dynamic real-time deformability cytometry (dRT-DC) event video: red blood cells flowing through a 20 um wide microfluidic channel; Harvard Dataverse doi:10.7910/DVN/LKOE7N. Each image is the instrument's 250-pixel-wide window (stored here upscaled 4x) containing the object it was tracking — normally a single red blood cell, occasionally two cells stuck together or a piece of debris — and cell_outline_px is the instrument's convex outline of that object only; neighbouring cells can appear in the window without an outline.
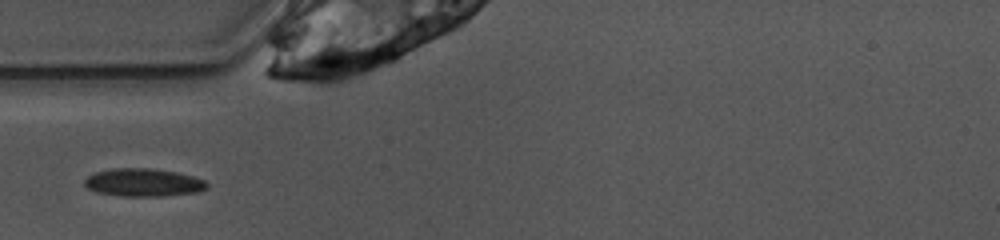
{"species": "common noctule bat (a hibernating species)", "species_latin": "Nyctalus noctula", "temperature_condition": "warm", "stored_images_in_passage": 35, "camera_frame_rate_fps": 3000, "um_per_image_px": 0.085, "animal": {"sex": "female", "body_mass_g": 10.0, "forearm_length_mm": 53.1}, "frame": {"image": 1, "passage_image": 1, "time_ms": 0.0, "image_size_px": [1000, 240], "cell_outline_px": [[208, 188], [200, 192], [164, 196], [120, 196], [96, 192], [88, 188], [84, 184], [84, 180], [88, 176], [96, 172], [112, 168], [148, 168], [176, 172], [192, 176], [204, 180], [208, 184]], "centroid_in_image_um": [12.2, 15.52], "position_along_channel_um": 72.8, "area_um2": 20.0}}
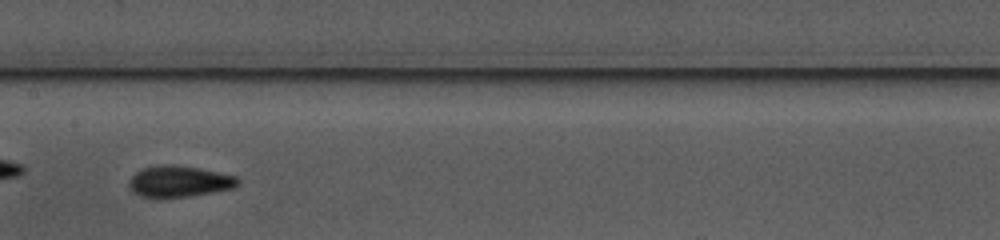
{"frame": {"image": 2, "passage_image": 10, "time_ms": 3.0, "image_size_px": [1000, 240], "cell_outline_px": [[240, 184], [232, 188], [212, 192], [188, 196], [140, 196], [132, 192], [128, 188], [128, 180], [136, 172], [144, 168], [160, 164], [172, 164], [200, 168], [236, 176], [240, 180]], "centroid_in_image_um": [15.22, 15.4], "position_along_channel_um": 192.2, "area_um2": 19.65}}
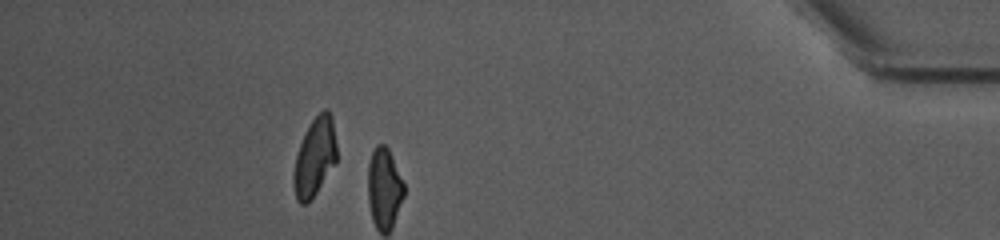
{"frame": {"image": 3, "passage_image": 30, "time_ms": 9.667, "image_size_px": [1000, 240], "cell_outline_px": [[336, 164], [308, 204], [300, 204], [296, 200], [292, 180], [292, 176], [296, 156], [300, 144], [312, 120], [324, 108], [328, 108], [332, 116], [336, 144]], "centroid_in_image_um": [26.75, 13.38], "position_along_channel_um": 408.4, "area_um2": 19.77}}